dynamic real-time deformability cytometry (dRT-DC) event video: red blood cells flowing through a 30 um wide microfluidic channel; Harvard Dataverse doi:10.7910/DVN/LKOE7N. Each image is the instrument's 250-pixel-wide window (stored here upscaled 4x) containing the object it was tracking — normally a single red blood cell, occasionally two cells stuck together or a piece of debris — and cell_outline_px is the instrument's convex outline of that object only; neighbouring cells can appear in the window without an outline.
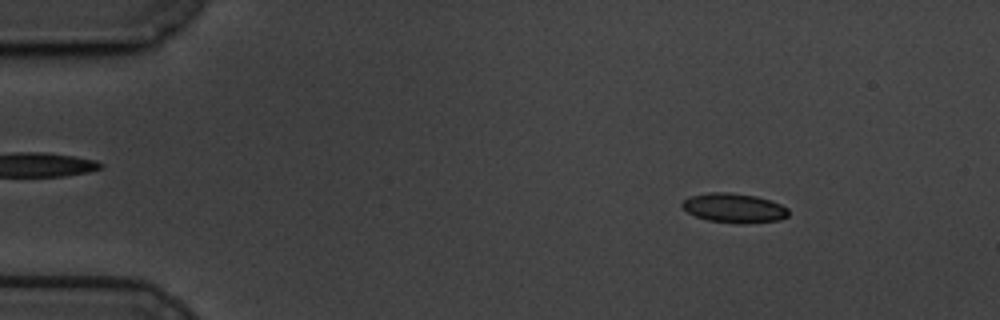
{"species": "common noctule bat (a hibernating species)", "species_latin": "Nyctalus noctula", "temperature_condition": "cold", "stored_images_in_passage": 59, "camera_frame_rate_fps": 3000, "um_per_image_px": 0.085, "animal": {"sex": "male", "body_mass_g": 19.5, "forearm_length_mm": 54.6}, "frame": {"image": 1, "passage_image": 8, "time_ms": 2.333, "image_size_px": [1000, 320], "cell_outline_px": [[788, 216], [780, 220], [708, 220], [696, 216], [688, 212], [680, 204], [688, 196], [708, 192], [732, 192], [756, 196], [772, 200], [788, 208]], "centroid_in_image_um": [62.36, 17.6], "position_along_channel_um": 22.6, "area_um2": 17.34}}
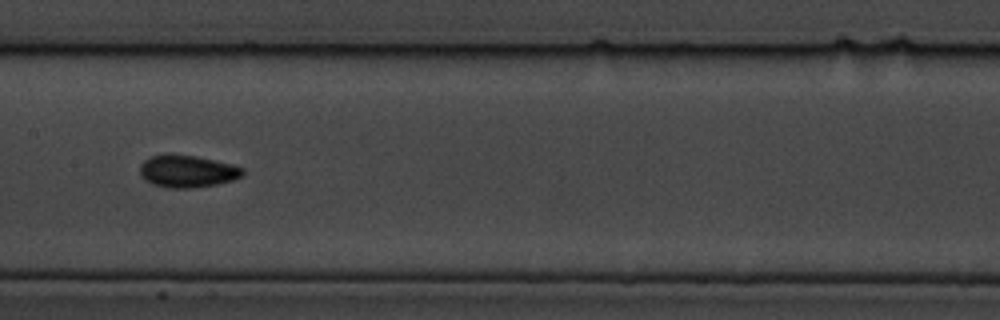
{"frame": {"image": 2, "passage_image": 30, "time_ms": 9.667, "image_size_px": [1000, 320], "cell_outline_px": [[244, 176], [232, 180], [216, 184], [192, 188], [168, 188], [152, 184], [144, 180], [140, 172], [140, 164], [144, 160], [152, 156], [164, 152], [172, 152], [196, 156], [232, 164], [244, 168]], "centroid_in_image_um": [15.9, 14.53], "position_along_channel_um": 191.5, "area_um2": 19.77}}
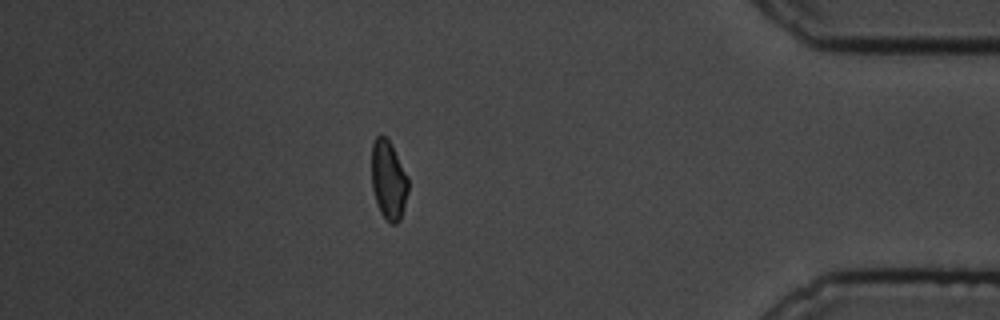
{"frame": {"image": 3, "passage_image": 52, "time_ms": 17.0, "image_size_px": [1000, 320], "cell_outline_px": [[408, 192], [404, 208], [400, 220], [396, 224], [392, 224], [380, 212], [372, 188], [372, 144], [376, 136], [380, 132], [388, 140], [408, 176]], "centroid_in_image_um": [33.02, 15.3], "position_along_channel_um": 402.2, "area_um2": 16.7}, "authors_computed_cell_mechanics": {"area_um2": 17.8602, "velocity_mm_per_s": 3.3986, "shape_relaxation_time_tau1_ms": 3.2639, "shape_relaxation_time_tau2_ms": 4.237, "deformation_change_tau1": 0.0871, "deformation_change_tau2": 0.063}}